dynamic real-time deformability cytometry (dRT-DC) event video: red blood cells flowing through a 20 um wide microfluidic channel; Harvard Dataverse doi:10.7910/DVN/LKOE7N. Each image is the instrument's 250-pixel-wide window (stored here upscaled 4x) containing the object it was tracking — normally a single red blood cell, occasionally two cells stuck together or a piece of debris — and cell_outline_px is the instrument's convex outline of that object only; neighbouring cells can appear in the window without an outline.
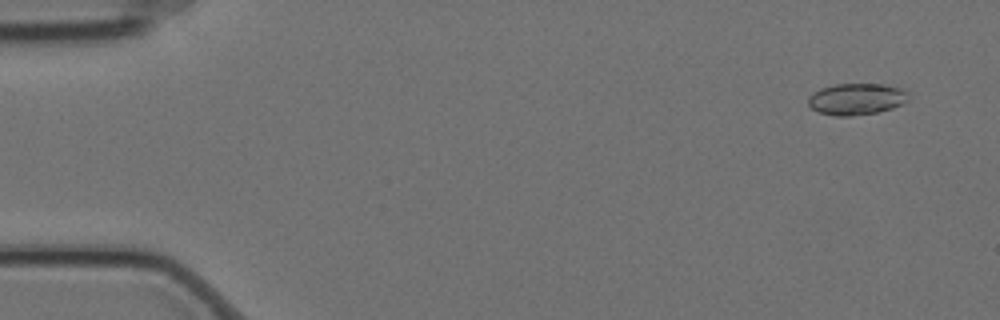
{"species": "Egyptian fruit bat (a non-hibernating species)", "species_latin": "Rousettus aegyptiacus", "temperature_condition": "cold", "stored_images_in_passage": 5, "camera_frame_rate_fps": 3000, "um_per_image_px": 0.085, "animal": {"sex": "female"}, "frame": {"image": 1, "passage_image": 1, "time_ms": 0.0, "image_size_px": [1000, 320], "cell_outline_px": [[908, 100], [892, 108], [876, 112], [848, 116], [836, 116], [820, 112], [812, 108], [808, 104], [808, 96], [812, 92], [820, 88], [832, 84], [884, 84], [904, 88], [908, 92]], "centroid_in_image_um": [72.79, 8.4], "position_along_channel_um": 12.2, "area_um2": 18.5}}
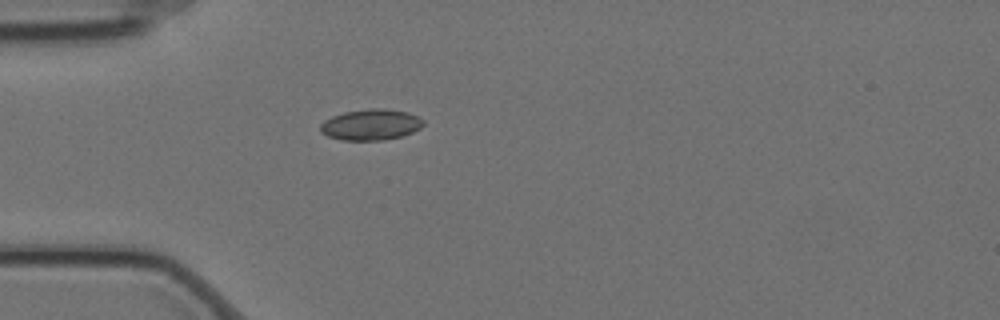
{"frame": {"image": 2, "passage_image": 5, "time_ms": 1.333, "image_size_px": [1000, 320], "cell_outline_px": [[424, 124], [420, 128], [412, 132], [400, 136], [384, 140], [340, 140], [328, 136], [320, 132], [320, 124], [324, 120], [332, 116], [344, 112], [372, 108], [384, 108], [408, 112], [424, 120]], "centroid_in_image_um": [31.5, 10.59], "position_along_channel_um": 53.5, "area_um2": 18.61}}